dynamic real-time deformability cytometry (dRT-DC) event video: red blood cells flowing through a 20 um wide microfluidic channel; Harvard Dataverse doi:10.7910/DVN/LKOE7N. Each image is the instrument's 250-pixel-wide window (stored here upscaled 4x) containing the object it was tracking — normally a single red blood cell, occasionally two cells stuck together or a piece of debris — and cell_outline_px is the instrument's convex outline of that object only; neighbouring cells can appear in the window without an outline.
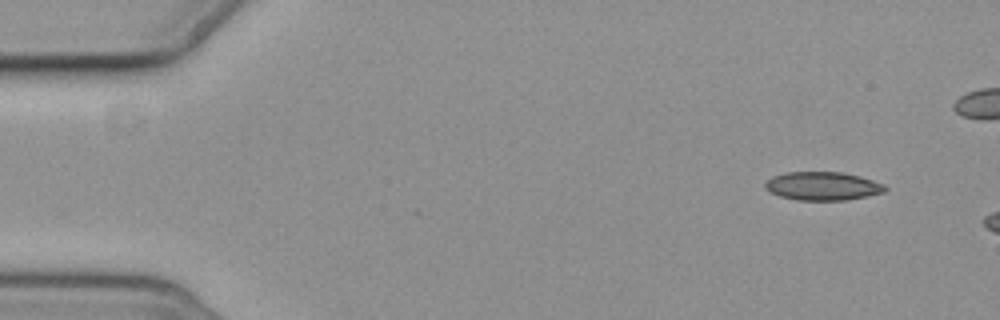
{"species": "common noctule bat (a hibernating species)", "species_latin": "Nyctalus noctula", "temperature_condition": "cold", "stored_images_in_passage": 3, "camera_frame_rate_fps": 3000, "um_per_image_px": 0.085, "animal": {"sex": "female", "body_mass_g": 19.3, "forearm_length_mm": 54.1}, "frame": {"image": 1, "passage_image": 1, "time_ms": 0.0, "image_size_px": [1000, 320], "cell_outline_px": [[888, 188], [884, 192], [868, 196], [844, 200], [796, 200], [780, 196], [764, 188], [764, 184], [772, 176], [784, 172], [844, 172], [860, 176], [884, 184]], "centroid_in_image_um": [69.93, 15.81], "position_along_channel_um": 15.1, "area_um2": 19.94}}